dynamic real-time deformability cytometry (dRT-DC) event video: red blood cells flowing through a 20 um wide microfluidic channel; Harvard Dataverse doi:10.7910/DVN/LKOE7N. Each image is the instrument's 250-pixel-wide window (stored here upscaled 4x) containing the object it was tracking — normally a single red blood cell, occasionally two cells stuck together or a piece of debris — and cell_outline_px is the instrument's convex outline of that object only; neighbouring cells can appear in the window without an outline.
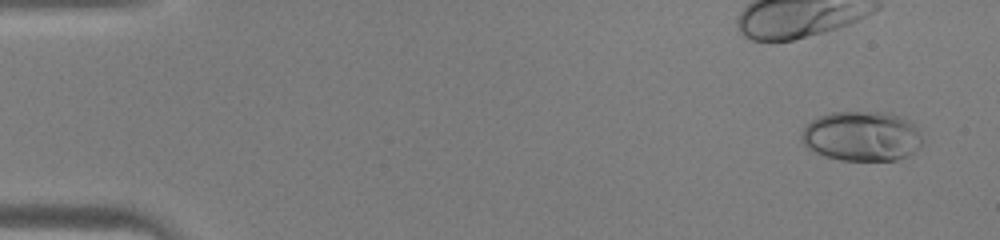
{"species": "human", "species_latin": "Homo sapiens", "temperature_condition": "warm", "stored_images_in_passage": 42, "camera_frame_rate_fps": 3000, "um_per_image_px": 0.085, "donor": {"sex": "male"}, "frame": {"image": 1, "passage_image": 3, "time_ms": 0.667, "image_size_px": [1000, 240], "cell_outline_px": [[924, 144], [908, 156], [896, 160], [840, 160], [824, 156], [808, 148], [800, 140], [800, 136], [804, 128], [812, 120], [820, 116], [832, 112], [888, 112], [900, 116], [908, 120], [916, 128]], "centroid_in_image_um": [73.25, 11.58], "position_along_channel_um": 11.7, "area_um2": 35.2}}
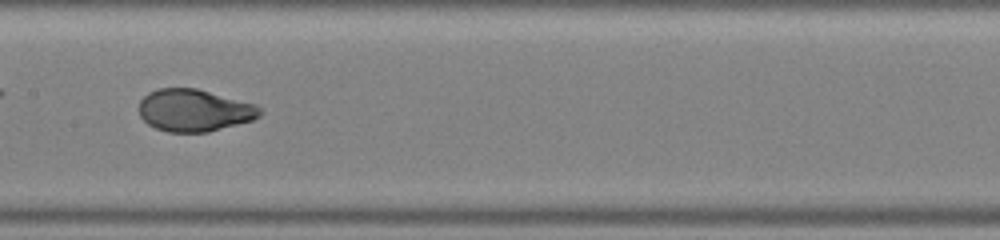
{"frame": {"image": 2, "passage_image": 24, "time_ms": 7.667, "image_size_px": [1000, 240], "cell_outline_px": [[260, 116], [252, 120], [208, 132], [168, 132], [156, 128], [148, 124], [140, 116], [140, 100], [148, 92], [160, 88], [196, 88], [256, 104], [260, 108]], "centroid_in_image_um": [16.5, 9.38], "position_along_channel_um": 190.9, "area_um2": 29.59}}
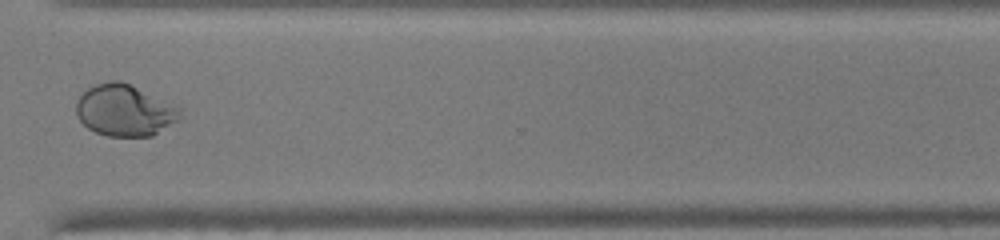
{"frame": {"image": 3, "passage_image": 35, "time_ms": 11.333, "image_size_px": [1000, 240], "cell_outline_px": [[184, 108], [180, 116], [176, 120], [152, 136], [108, 136], [96, 132], [88, 128], [80, 120], [76, 112], [76, 104], [80, 96], [88, 88], [96, 84], [112, 80], [120, 80]], "centroid_in_image_um": [10.61, 9.37], "position_along_channel_um": 360.0, "area_um2": 30.98}}